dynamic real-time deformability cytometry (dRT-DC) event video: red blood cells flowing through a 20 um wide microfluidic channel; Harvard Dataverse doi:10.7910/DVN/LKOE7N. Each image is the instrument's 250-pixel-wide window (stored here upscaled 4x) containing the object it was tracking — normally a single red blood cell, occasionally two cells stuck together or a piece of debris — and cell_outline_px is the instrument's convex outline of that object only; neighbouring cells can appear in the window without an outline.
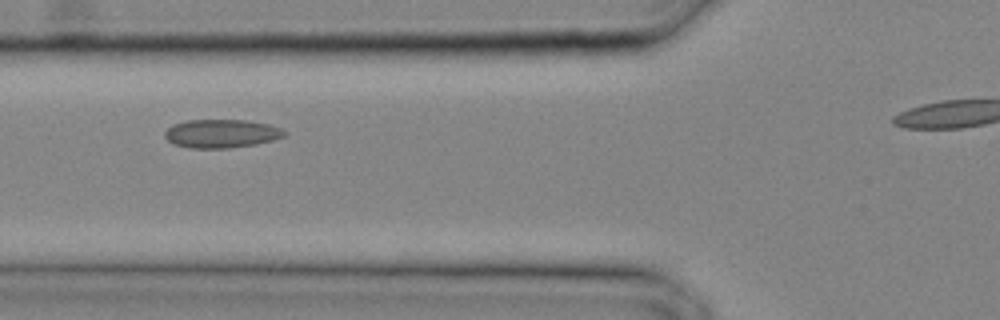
{"species": "common noctule bat (a hibernating species)", "species_latin": "Nyctalus noctula", "temperature_condition": "cold", "stored_images_in_passage": 23, "camera_frame_rate_fps": 3000, "um_per_image_px": 0.085, "animal": {"sex": "male", "body_mass_g": 20.4}, "frame": {"image": 1, "passage_image": 7, "time_ms": 2.0, "image_size_px": [1000, 320], "cell_outline_px": [[284, 136], [272, 140], [256, 144], [232, 148], [188, 148], [172, 144], [164, 136], [164, 132], [172, 124], [188, 120], [248, 120], [268, 124], [280, 128], [284, 132]], "centroid_in_image_um": [18.77, 11.36], "position_along_channel_um": 107.0, "area_um2": 19.88}}